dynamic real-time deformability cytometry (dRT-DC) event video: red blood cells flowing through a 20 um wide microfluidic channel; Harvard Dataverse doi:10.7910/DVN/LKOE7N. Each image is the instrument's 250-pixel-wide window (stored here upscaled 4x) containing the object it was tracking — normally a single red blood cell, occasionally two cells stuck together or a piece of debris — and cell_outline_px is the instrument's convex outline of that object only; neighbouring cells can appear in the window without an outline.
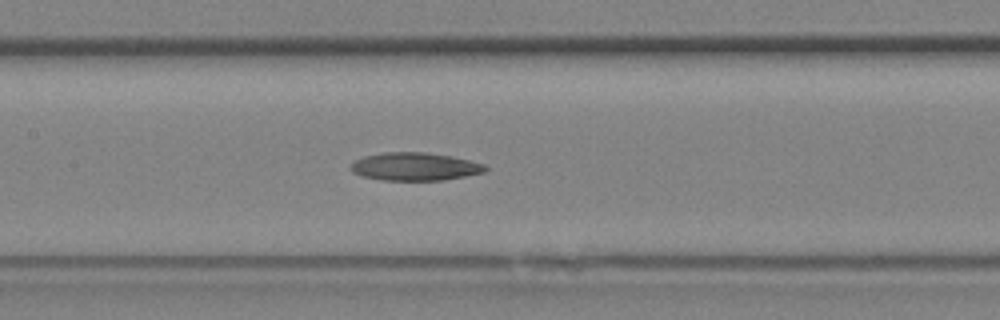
{"species": "Egyptian fruit bat (a non-hibernating species)", "species_latin": "Rousettus aegyptiacus", "temperature_condition": "room temperature", "stored_images_in_passage": 13, "camera_frame_rate_fps": 3000, "um_per_image_px": 0.085, "animal": {"sex": "female"}, "frame": {"image": 1, "passage_image": 10, "time_ms": 3.0, "image_size_px": [1000, 320], "cell_outline_px": [[488, 168], [484, 172], [444, 180], [380, 180], [364, 176], [352, 172], [348, 168], [356, 160], [364, 156], [388, 152], [424, 152], [452, 156], [484, 164]], "centroid_in_image_um": [35.25, 14.16], "position_along_channel_um": 172.1, "area_um2": 21.79}}